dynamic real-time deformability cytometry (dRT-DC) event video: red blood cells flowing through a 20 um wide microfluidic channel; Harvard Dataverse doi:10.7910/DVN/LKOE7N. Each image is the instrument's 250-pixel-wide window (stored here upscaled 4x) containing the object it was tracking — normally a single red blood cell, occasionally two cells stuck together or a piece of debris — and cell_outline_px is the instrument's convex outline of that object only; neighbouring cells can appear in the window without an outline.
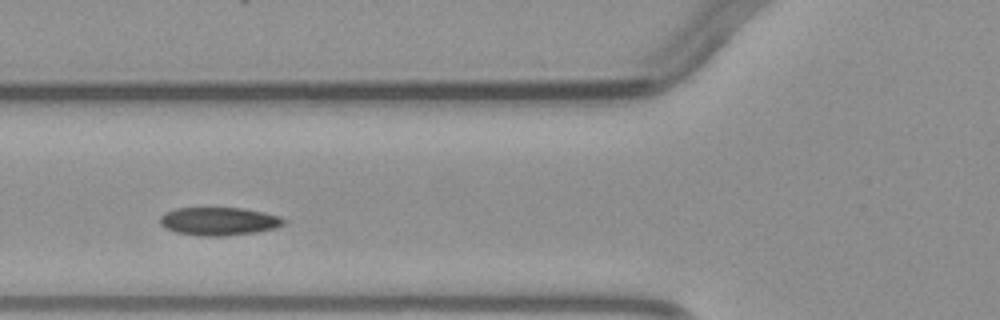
{"species": "common noctule bat (a hibernating species)", "species_latin": "Nyctalus noctula", "temperature_condition": "warm", "stored_images_in_passage": 2, "camera_frame_rate_fps": 3000, "um_per_image_px": 0.085, "animal": {"sex": "male", "body_mass_g": 23.1, "forearm_length_mm": 52.7}, "frame": {"image": 1, "passage_image": 2, "time_ms": 1.0, "image_size_px": [1000, 320], "cell_outline_px": [[284, 224], [276, 228], [256, 232], [224, 236], [200, 236], [176, 232], [164, 228], [160, 224], [160, 216], [164, 212], [172, 208], [244, 208], [264, 212], [280, 216], [284, 220]], "centroid_in_image_um": [18.57, 18.8], "position_along_channel_um": 107.2, "area_um2": 20.46}}